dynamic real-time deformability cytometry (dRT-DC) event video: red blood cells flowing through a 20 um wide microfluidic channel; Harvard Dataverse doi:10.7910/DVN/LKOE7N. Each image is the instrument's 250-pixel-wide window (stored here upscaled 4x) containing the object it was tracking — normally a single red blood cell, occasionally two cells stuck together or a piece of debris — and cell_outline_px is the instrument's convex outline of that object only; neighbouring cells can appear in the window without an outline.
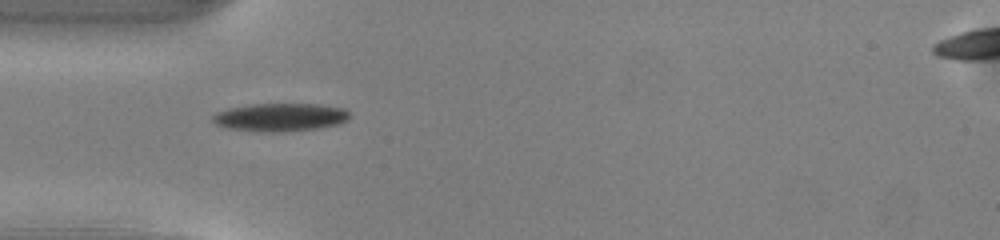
{"species": "common noctule bat (a hibernating species)", "species_latin": "Nyctalus noctula", "temperature_condition": "warm", "stored_images_in_passage": 35, "camera_frame_rate_fps": 3000, "um_per_image_px": 0.085, "animal": {"sex": "male", "body_mass_g": 13.0, "forearm_length_mm": 53.1}, "frame": {"image": 1, "passage_image": 1, "time_ms": 0.0, "image_size_px": [1000, 240], "cell_outline_px": [[352, 116], [348, 120], [340, 124], [316, 128], [280, 132], [260, 132], [224, 128], [216, 124], [212, 120], [212, 116], [216, 112], [228, 108], [252, 104], [320, 104], [344, 108]], "centroid_in_image_um": [23.82, 9.96], "position_along_channel_um": 61.2, "area_um2": 22.66}}
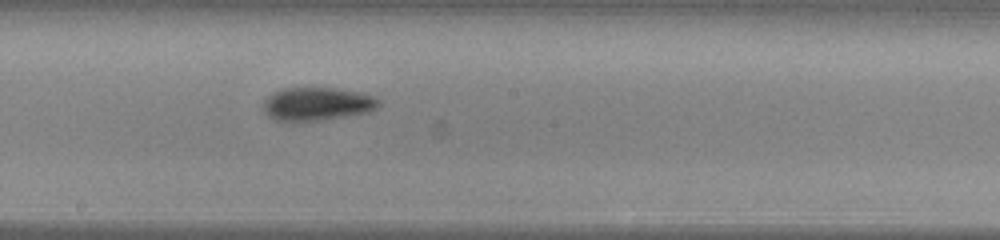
{"frame": {"image": 2, "passage_image": 13, "time_ms": 4.0, "image_size_px": [1000, 240], "cell_outline_px": [[380, 104], [376, 108], [368, 112], [320, 120], [276, 120], [268, 116], [264, 112], [264, 100], [272, 92], [284, 88], [336, 88], [360, 92], [372, 96], [380, 100]], "centroid_in_image_um": [26.95, 8.82], "position_along_channel_um": 221.3, "area_um2": 22.08}}
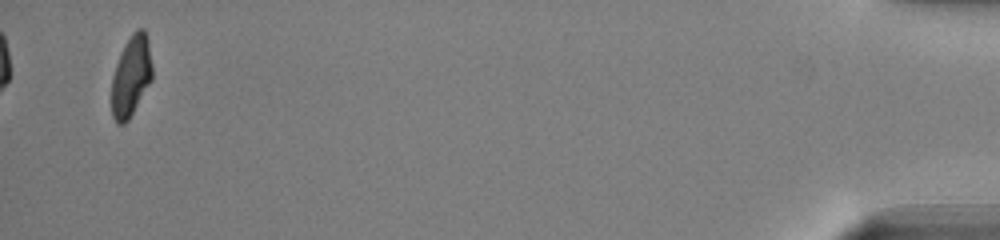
{"frame": {"image": 3, "passage_image": 35, "time_ms": 11.333, "image_size_px": [1000, 240], "cell_outline_px": [[152, 80], [128, 120], [124, 124], [116, 124], [112, 116], [112, 76], [120, 52], [124, 44], [132, 32], [136, 28], [144, 28], [148, 40], [152, 64]], "centroid_in_image_um": [11.14, 6.44], "position_along_channel_um": 424.1, "area_um2": 19.25}, "authors_computed_cell_mechanics": {"area_um2": 21.5016, "velocity_mm_per_s": 4.0384, "shape_relaxation_time_tau1_ms": 2.9381, "shape_relaxation_time_tau2_ms": 10.1559, "deformation_change_tau1": 0.1395, "deformation_change_tau2": 0.1825}}